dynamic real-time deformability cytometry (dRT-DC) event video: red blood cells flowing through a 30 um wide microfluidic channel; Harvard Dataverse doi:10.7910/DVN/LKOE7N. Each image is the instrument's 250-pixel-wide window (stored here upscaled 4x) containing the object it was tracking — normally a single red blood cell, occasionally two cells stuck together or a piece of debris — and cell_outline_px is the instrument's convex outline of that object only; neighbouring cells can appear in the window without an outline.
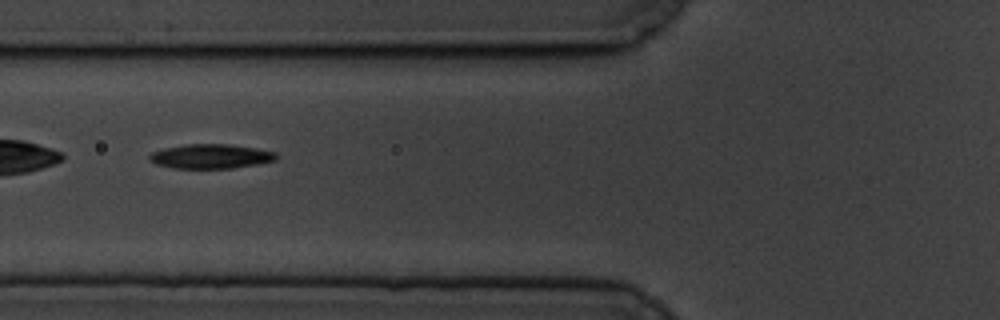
{"species": "common noctule bat (a hibernating species)", "species_latin": "Nyctalus noctula", "temperature_condition": "cold", "stored_images_in_passage": 9, "camera_frame_rate_fps": 3000, "um_per_image_px": 0.085, "animal": {"sex": "male", "body_mass_g": 19.5, "forearm_length_mm": 54.6}, "frame": {"image": 1, "passage_image": 7, "time_ms": 7.0, "image_size_px": [1000, 320], "cell_outline_px": [[276, 156], [272, 160], [256, 164], [232, 168], [172, 168], [156, 164], [148, 160], [148, 156], [152, 152], [164, 148], [184, 144], [228, 144], [256, 148], [276, 152]], "centroid_in_image_um": [17.84, 13.28], "position_along_channel_um": 108.0, "area_um2": 17.92}}
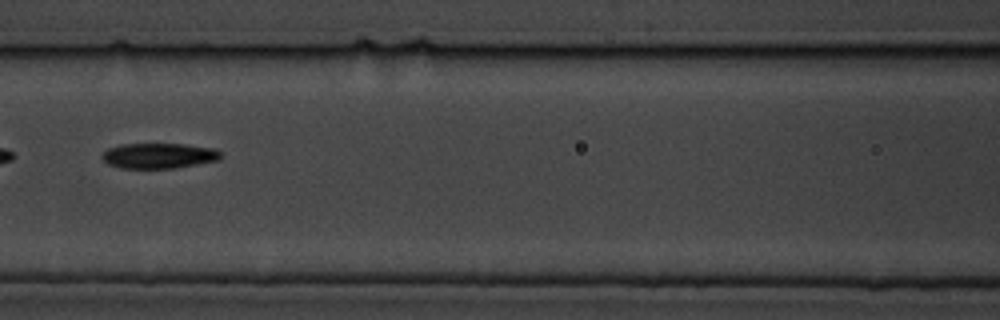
{"frame": {"image": 2, "passage_image": 8, "time_ms": 8.333, "image_size_px": [1000, 320], "cell_outline_px": [[220, 160], [176, 168], [120, 168], [108, 164], [100, 156], [108, 148], [120, 144], [184, 144], [216, 148], [220, 152]], "centroid_in_image_um": [13.51, 13.23], "position_along_channel_um": 153.1, "area_um2": 17.63}}
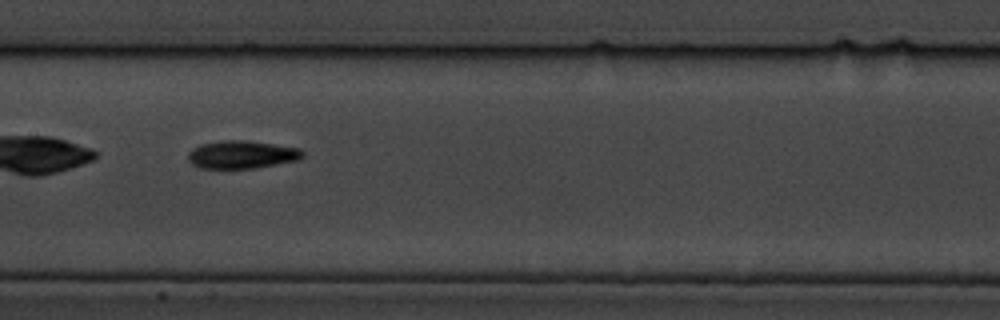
{"frame": {"image": 3, "passage_image": 9, "time_ms": 9.333, "image_size_px": [1000, 320], "cell_outline_px": [[304, 156], [296, 160], [252, 168], [200, 168], [192, 164], [188, 160], [188, 152], [192, 148], [200, 144], [224, 140], [244, 140], [300, 148], [304, 152]], "centroid_in_image_um": [20.51, 13.13], "position_along_channel_um": 186.9, "area_um2": 18.44}}